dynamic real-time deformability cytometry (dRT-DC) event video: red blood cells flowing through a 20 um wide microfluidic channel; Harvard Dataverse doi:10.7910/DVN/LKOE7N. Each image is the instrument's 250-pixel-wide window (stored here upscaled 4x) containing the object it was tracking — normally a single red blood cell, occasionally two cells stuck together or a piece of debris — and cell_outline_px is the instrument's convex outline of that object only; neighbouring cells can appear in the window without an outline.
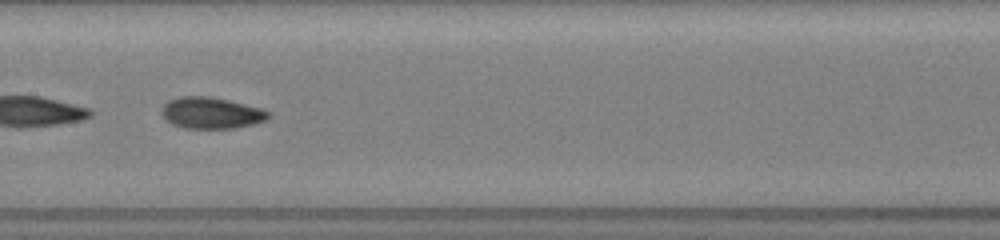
{"species": "common noctule bat (a hibernating species)", "species_latin": "Nyctalus noctula", "temperature_condition": "room temperature", "stored_images_in_passage": 29, "camera_frame_rate_fps": 3000, "um_per_image_px": 0.085, "animal": {"sex": "female", "body_mass_g": 19.5, "forearm_length_mm": 54.1}, "frame": {"image": 1, "passage_image": 21, "time_ms": 6.667, "image_size_px": [1000, 240], "cell_outline_px": [[272, 116], [268, 120], [236, 128], [184, 128], [172, 124], [160, 112], [164, 104], [168, 100], [180, 96], [208, 96], [228, 100], [260, 108], [268, 112]], "centroid_in_image_um": [17.96, 9.6], "position_along_channel_um": 189.4, "area_um2": 19.48}}